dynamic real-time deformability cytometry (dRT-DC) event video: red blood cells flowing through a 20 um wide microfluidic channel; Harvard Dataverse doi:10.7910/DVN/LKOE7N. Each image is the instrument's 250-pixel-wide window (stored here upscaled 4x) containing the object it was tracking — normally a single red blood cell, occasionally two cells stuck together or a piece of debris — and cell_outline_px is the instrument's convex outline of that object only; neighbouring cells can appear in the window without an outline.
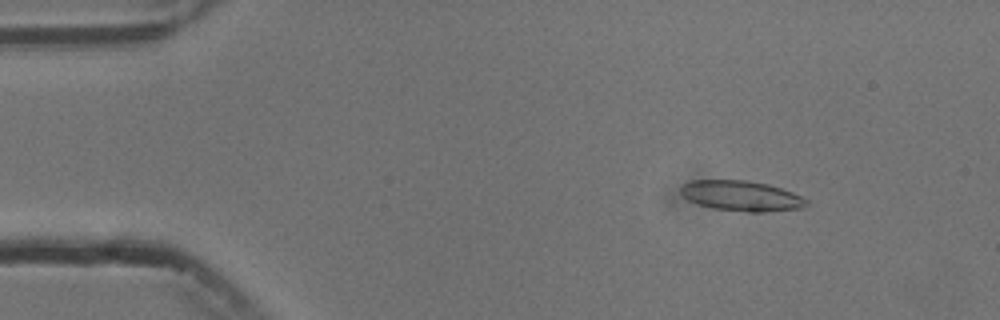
{"species": "common noctule bat (a hibernating species)", "species_latin": "Nyctalus noctula", "temperature_condition": "cold", "stored_images_in_passage": 3, "camera_frame_rate_fps": 3000, "um_per_image_px": 0.085, "animal": {"sex": "male", "body_mass_g": 13.3}, "frame": {"image": 1, "passage_image": 1, "time_ms": 0.0, "image_size_px": [1000, 320], "cell_outline_px": [[808, 204], [804, 208], [764, 212], [748, 212], [712, 208], [688, 200], [680, 192], [680, 188], [684, 184], [692, 180], [744, 180], [768, 184], [792, 192], [808, 200]], "centroid_in_image_um": [63.03, 16.65], "position_along_channel_um": 22.0, "area_um2": 22.14}}